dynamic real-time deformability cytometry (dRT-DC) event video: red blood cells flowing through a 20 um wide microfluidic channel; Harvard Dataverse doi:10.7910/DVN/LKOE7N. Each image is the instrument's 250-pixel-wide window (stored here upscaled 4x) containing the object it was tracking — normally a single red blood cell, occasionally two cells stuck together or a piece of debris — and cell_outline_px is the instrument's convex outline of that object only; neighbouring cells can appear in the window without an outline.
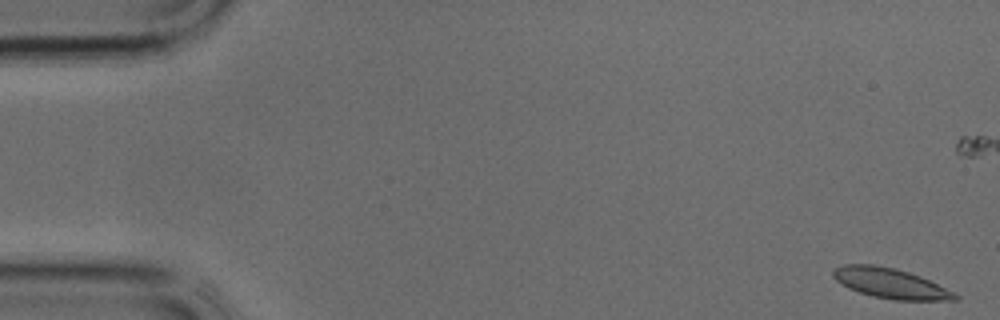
{"species": "common noctule bat (a hibernating species)", "species_latin": "Nyctalus noctula", "temperature_condition": "cold", "stored_images_in_passage": 20, "camera_frame_rate_fps": 3000, "um_per_image_px": 0.085, "animal": {"sex": "male", "body_mass_g": 17.9, "forearm_length_mm": 54.2}, "frame": {"image": 1, "passage_image": 1, "time_ms": 0.0, "image_size_px": [1000, 320], "cell_outline_px": [[960, 300], [896, 300], [872, 296], [848, 288], [836, 280], [832, 276], [832, 272], [836, 268], [844, 264], [872, 264], [896, 268], [920, 276], [956, 292], [960, 296]], "centroid_in_image_um": [75.72, 24.08], "position_along_channel_um": 9.3, "area_um2": 21.44}}